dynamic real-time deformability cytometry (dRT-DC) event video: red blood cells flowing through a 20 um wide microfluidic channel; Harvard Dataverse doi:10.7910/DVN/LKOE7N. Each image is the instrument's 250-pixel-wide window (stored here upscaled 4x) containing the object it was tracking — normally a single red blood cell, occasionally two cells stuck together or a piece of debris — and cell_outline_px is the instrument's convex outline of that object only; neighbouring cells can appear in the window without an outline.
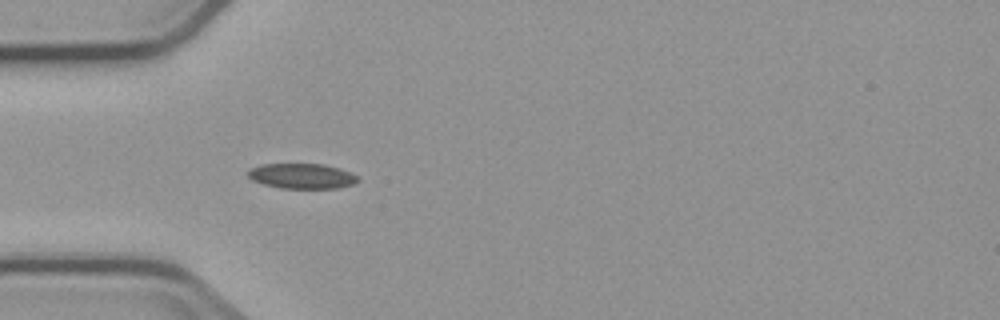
{"species": "common noctule bat (a hibernating species)", "species_latin": "Nyctalus noctula", "temperature_condition": "cold", "stored_images_in_passage": 5, "camera_frame_rate_fps": 3000, "um_per_image_px": 0.085, "animal": {"sex": "male", "body_mass_g": 23.1, "forearm_length_mm": 52.7}, "frame": {"image": 1, "passage_image": 5, "time_ms": 5.333, "image_size_px": [1000, 320], "cell_outline_px": [[360, 180], [356, 184], [340, 188], [280, 188], [264, 184], [252, 180], [248, 176], [248, 168], [260, 164], [324, 164], [340, 168], [352, 172], [360, 176]], "centroid_in_image_um": [25.72, 14.96], "position_along_channel_um": 59.3, "area_um2": 16.47}}